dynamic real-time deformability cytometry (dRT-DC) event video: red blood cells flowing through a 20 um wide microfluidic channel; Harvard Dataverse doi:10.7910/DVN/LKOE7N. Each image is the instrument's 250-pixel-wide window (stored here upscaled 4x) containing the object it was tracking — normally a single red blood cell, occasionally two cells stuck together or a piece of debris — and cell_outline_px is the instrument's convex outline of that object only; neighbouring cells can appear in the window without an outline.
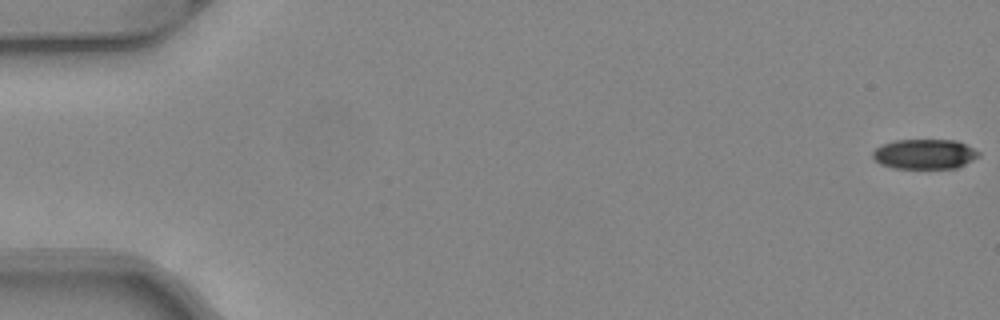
{"species": "common noctule bat (a hibernating species)", "species_latin": "Nyctalus noctula", "temperature_condition": "warm", "stored_images_in_passage": 51, "camera_frame_rate_fps": 3000, "um_per_image_px": 0.085, "animal": {"sex": "female", "body_mass_g": 24.6, "forearm_length_mm": 56.2}, "frame": {"image": 1, "passage_image": 1, "time_ms": 0.0, "image_size_px": [1000, 320], "cell_outline_px": [[980, 156], [956, 168], [892, 168], [880, 164], [872, 156], [872, 152], [880, 144], [896, 140], [956, 140], [980, 152]], "centroid_in_image_um": [78.56, 13.09], "position_along_channel_um": 6.4, "area_um2": 18.44}}
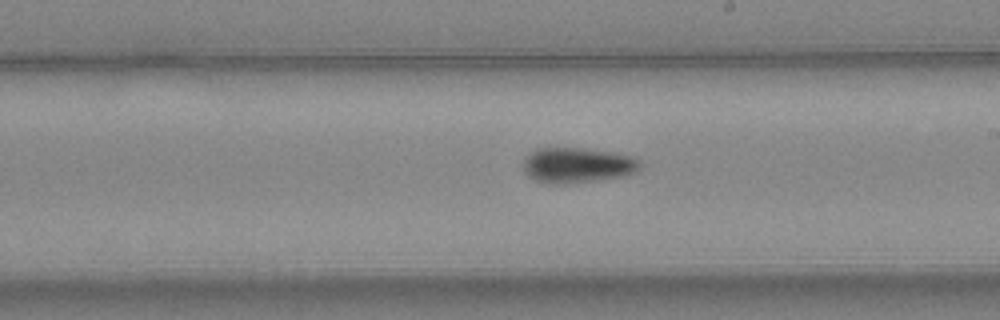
{"frame": {"image": 2, "passage_image": 30, "time_ms": 9.667, "image_size_px": [1000, 320], "cell_outline_px": [[640, 168], [636, 172], [624, 176], [568, 184], [544, 184], [528, 176], [524, 172], [524, 160], [536, 148], [584, 148], [612, 152], [636, 156], [640, 160]], "centroid_in_image_um": [49.1, 14.05], "position_along_channel_um": 239.9, "area_um2": 24.28}}
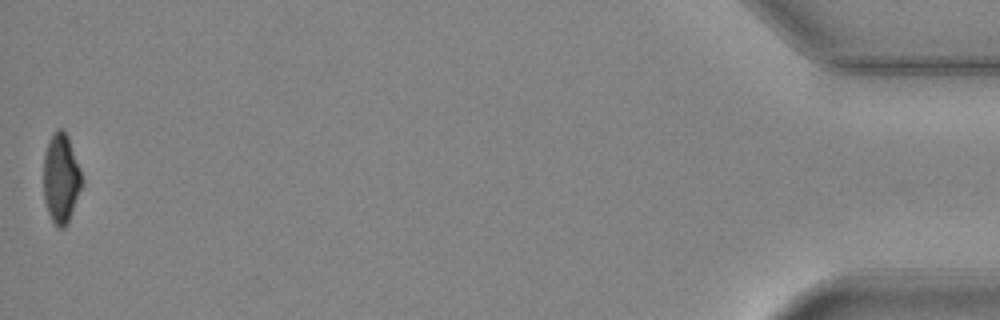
{"frame": {"image": 3, "passage_image": 51, "time_ms": 16.667, "image_size_px": [1000, 320], "cell_outline_px": [[84, 184], [68, 224], [64, 228], [56, 228], [48, 212], [44, 200], [44, 152], [48, 140], [56, 128], [60, 128], [68, 136], [80, 168]], "centroid_in_image_um": [5.2, 15.19], "position_along_channel_um": 430.0, "area_um2": 20.4}, "authors_computed_cell_mechanics": {"area_um2": 21.9062, "velocity_mm_per_s": 4.1167, "shape_relaxation_time_tau1_ms": 4.8928, "shape_relaxation_time_tau2_ms": null, "deformation_change_tau1": 0.1464, "deformation_change_tau2": null}}